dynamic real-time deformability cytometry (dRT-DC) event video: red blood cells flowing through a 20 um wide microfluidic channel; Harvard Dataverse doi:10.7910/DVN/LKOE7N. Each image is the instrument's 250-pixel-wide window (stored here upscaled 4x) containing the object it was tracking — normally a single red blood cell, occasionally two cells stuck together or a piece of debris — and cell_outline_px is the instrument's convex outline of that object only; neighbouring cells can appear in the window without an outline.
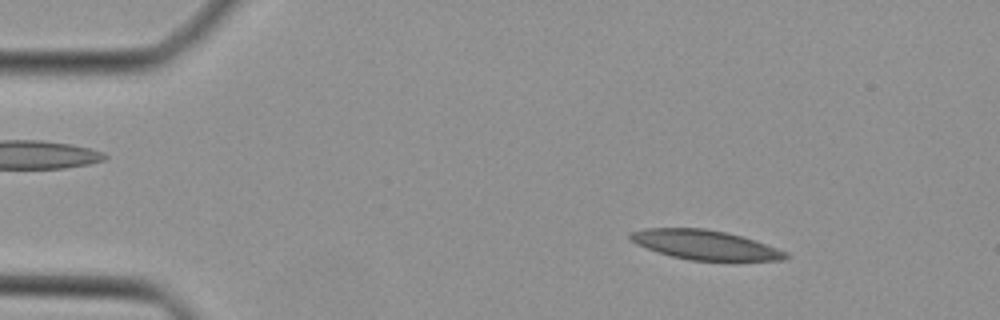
{"species": "Egyptian fruit bat (a non-hibernating species)", "species_latin": "Rousettus aegyptiacus", "temperature_condition": "cold", "stored_images_in_passage": 46, "camera_frame_rate_fps": 3000, "um_per_image_px": 0.085, "animal": {"sex": "female"}, "frame": {"image": 1, "passage_image": 7, "time_ms": 2.0, "image_size_px": [1000, 320], "cell_outline_px": [[788, 256], [784, 260], [688, 260], [672, 256], [636, 244], [628, 236], [632, 232], [648, 228], [704, 228], [724, 232], [756, 240], [788, 252]], "centroid_in_image_um": [59.95, 20.81], "position_along_channel_um": 25.0, "area_um2": 26.24}}
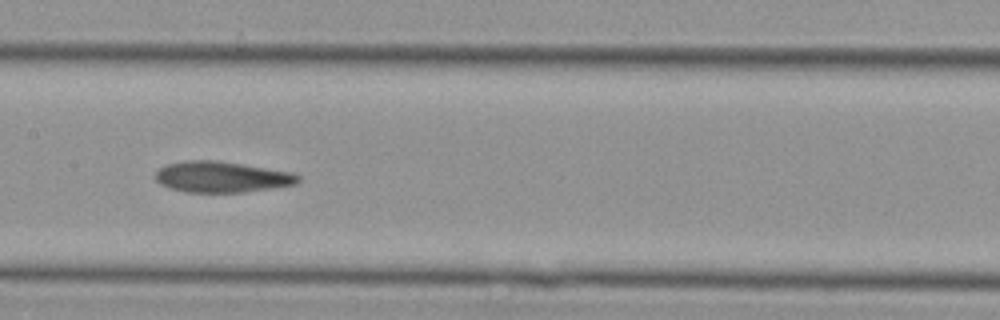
{"frame": {"image": 2, "passage_image": 23, "time_ms": 7.333, "image_size_px": [1000, 320], "cell_outline_px": [[300, 180], [296, 184], [244, 192], [188, 192], [168, 188], [160, 184], [156, 180], [156, 172], [160, 168], [168, 164], [184, 160], [216, 160], [244, 164], [292, 172], [300, 176]], "centroid_in_image_um": [18.84, 15.03], "position_along_channel_um": 188.6, "area_um2": 25.72}}
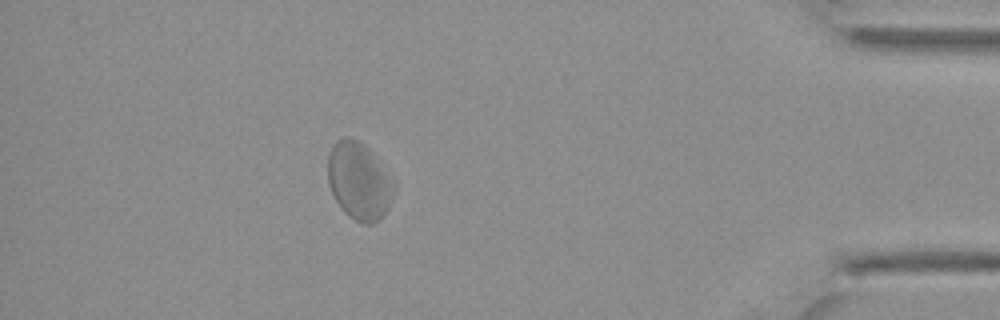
{"frame": {"image": 3, "passage_image": 41, "time_ms": 13.333, "image_size_px": [1000, 320], "cell_outline_px": [[396, 188], [388, 208], [380, 220], [372, 224], [364, 224], [348, 216], [340, 208], [328, 184], [328, 152], [332, 144], [336, 140], [344, 136], [352, 136], [360, 140], [368, 148], [396, 180]], "centroid_in_image_um": [30.54, 15.36], "position_along_channel_um": 404.7, "area_um2": 30.58}}